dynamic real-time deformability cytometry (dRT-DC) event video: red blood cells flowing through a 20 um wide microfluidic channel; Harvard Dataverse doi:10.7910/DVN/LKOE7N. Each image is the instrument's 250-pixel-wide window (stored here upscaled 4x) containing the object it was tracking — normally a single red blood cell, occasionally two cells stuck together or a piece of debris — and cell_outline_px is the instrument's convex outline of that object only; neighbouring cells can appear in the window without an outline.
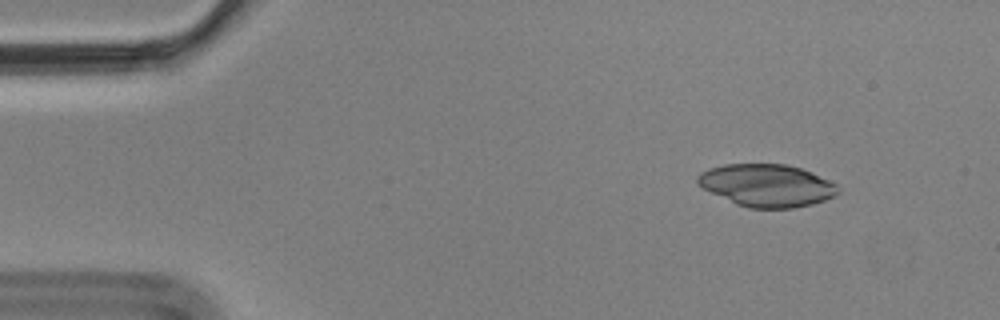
{"species": "Egyptian fruit bat (a non-hibernating species)", "species_latin": "Rousettus aegyptiacus", "temperature_condition": "cold", "stored_images_in_passage": 4, "camera_frame_rate_fps": 3000, "um_per_image_px": 0.085, "animal": {"sex": "male"}, "frame": {"image": 1, "passage_image": 2, "time_ms": 0.333, "image_size_px": [1000, 320], "cell_outline_px": [[840, 192], [824, 200], [812, 204], [792, 208], [748, 208], [736, 204], [696, 184], [696, 176], [700, 172], [708, 168], [724, 164], [784, 164], [800, 168], [812, 172], [836, 184]], "centroid_in_image_um": [65.15, 15.75], "position_along_channel_um": 19.8, "area_um2": 34.62}}